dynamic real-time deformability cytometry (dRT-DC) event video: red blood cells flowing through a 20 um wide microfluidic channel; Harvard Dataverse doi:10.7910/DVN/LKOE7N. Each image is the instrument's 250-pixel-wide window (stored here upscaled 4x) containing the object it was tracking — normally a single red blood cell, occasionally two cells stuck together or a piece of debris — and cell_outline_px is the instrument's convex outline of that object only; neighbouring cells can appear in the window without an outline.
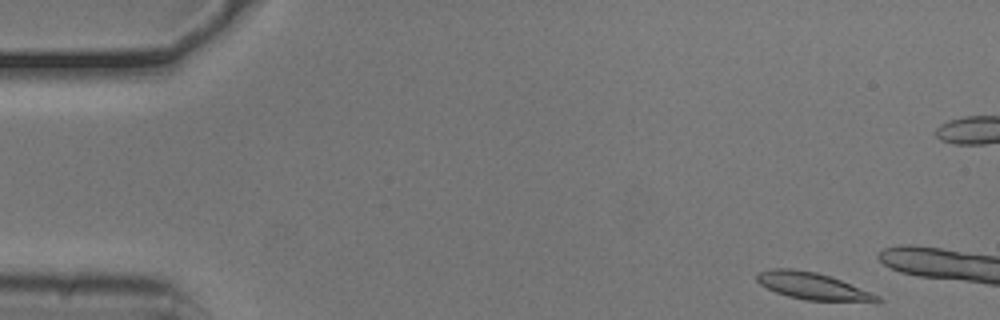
{"species": "common noctule bat (a hibernating species)", "species_latin": "Nyctalus noctula", "temperature_condition": "cold", "stored_images_in_passage": 10, "camera_frame_rate_fps": 3000, "um_per_image_px": 0.085, "animal": {"sex": "male", "body_mass_g": 20.5, "forearm_length_mm": 52.5}, "frame": {"image": 1, "passage_image": 1, "time_ms": 0.0, "image_size_px": [1000, 320], "cell_outline_px": [[884, 300], [804, 300], [788, 296], [776, 292], [760, 284], [756, 280], [756, 272], [772, 268], [792, 268], [816, 272], [840, 280], [872, 292], [880, 296]], "centroid_in_image_um": [68.96, 24.28], "position_along_channel_um": 16.0, "area_um2": 18.44}}